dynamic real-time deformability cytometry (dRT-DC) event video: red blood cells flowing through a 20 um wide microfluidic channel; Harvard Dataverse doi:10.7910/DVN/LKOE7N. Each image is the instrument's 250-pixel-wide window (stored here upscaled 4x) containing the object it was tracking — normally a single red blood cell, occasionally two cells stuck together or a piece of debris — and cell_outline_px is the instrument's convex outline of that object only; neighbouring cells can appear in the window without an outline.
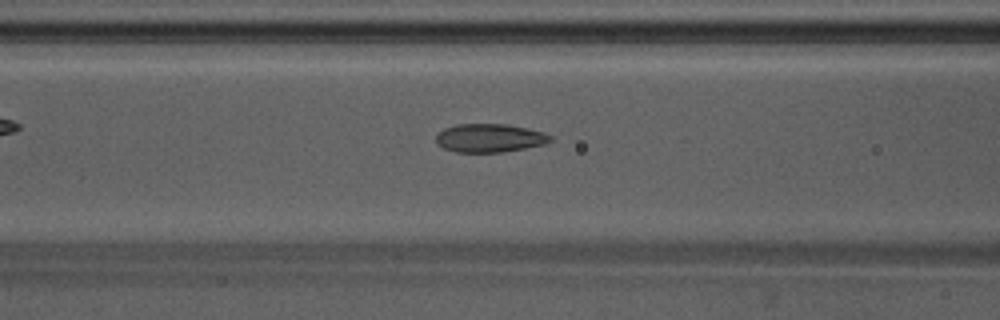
{"species": "Egyptian fruit bat (a non-hibernating species)", "species_latin": "Rousettus aegyptiacus", "temperature_condition": "warm", "stored_images_in_passage": 39, "camera_frame_rate_fps": 3000, "um_per_image_px": 0.085, "animal": {"sex": "male"}, "frame": {"image": 1, "passage_image": 7, "time_ms": 2.0, "image_size_px": [1000, 320], "cell_outline_px": [[552, 140], [544, 144], [524, 148], [500, 152], [456, 152], [444, 148], [436, 144], [436, 136], [444, 128], [456, 124], [508, 124], [528, 128], [544, 132], [552, 136]], "centroid_in_image_um": [41.62, 11.72], "position_along_channel_um": 125.0, "area_um2": 18.96}}
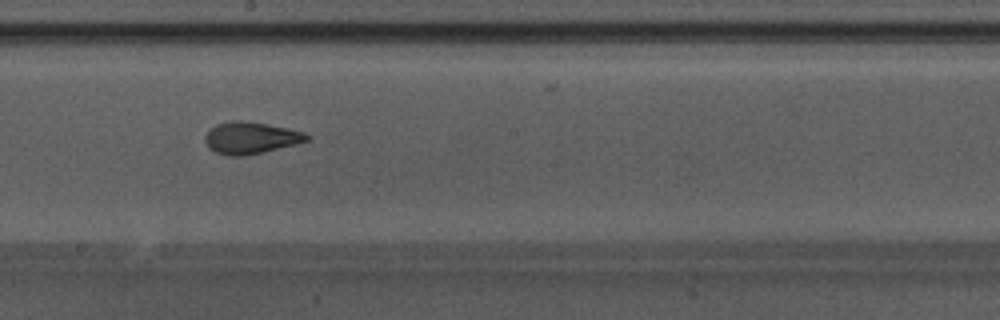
{"frame": {"image": 2, "passage_image": 15, "time_ms": 4.667, "image_size_px": [1000, 320], "cell_outline_px": [[312, 136], [308, 140], [296, 144], [264, 152], [240, 156], [228, 156], [216, 152], [208, 148], [204, 140], [204, 136], [216, 124], [236, 120], [240, 120], [288, 128], [304, 132]], "centroid_in_image_um": [21.31, 11.73], "position_along_channel_um": 226.9, "area_um2": 18.79}}
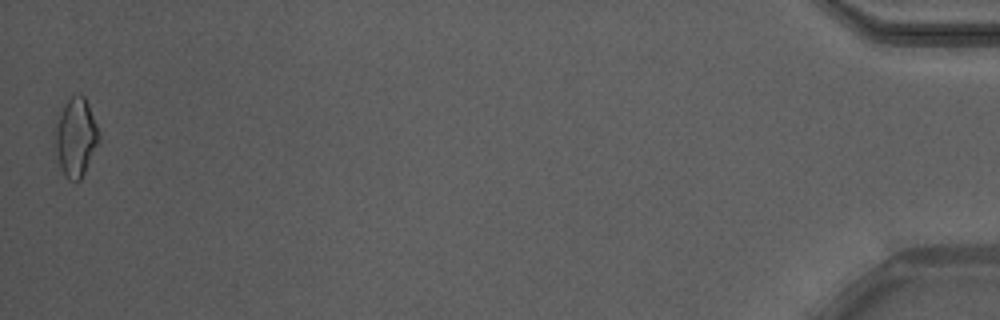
{"frame": {"image": 3, "passage_image": 39, "time_ms": 12.667, "image_size_px": [1000, 320], "cell_outline_px": [[100, 136], [84, 172], [80, 180], [68, 180], [60, 164], [56, 148], [52, 128], [64, 104], [72, 96], [80, 92], [84, 96], [88, 104], [100, 132]], "centroid_in_image_um": [6.41, 11.59], "position_along_channel_um": 428.8, "area_um2": 19.83}, "authors_computed_cell_mechanics": {"area_um2": 18.6116, "velocity_mm_per_s": 3.8189, "shape_relaxation_time_tau1_ms": 6.8457, "shape_relaxation_time_tau2_ms": 1.3677, "deformation_change_tau1": 0.1755, "deformation_change_tau2": 0.0891}}